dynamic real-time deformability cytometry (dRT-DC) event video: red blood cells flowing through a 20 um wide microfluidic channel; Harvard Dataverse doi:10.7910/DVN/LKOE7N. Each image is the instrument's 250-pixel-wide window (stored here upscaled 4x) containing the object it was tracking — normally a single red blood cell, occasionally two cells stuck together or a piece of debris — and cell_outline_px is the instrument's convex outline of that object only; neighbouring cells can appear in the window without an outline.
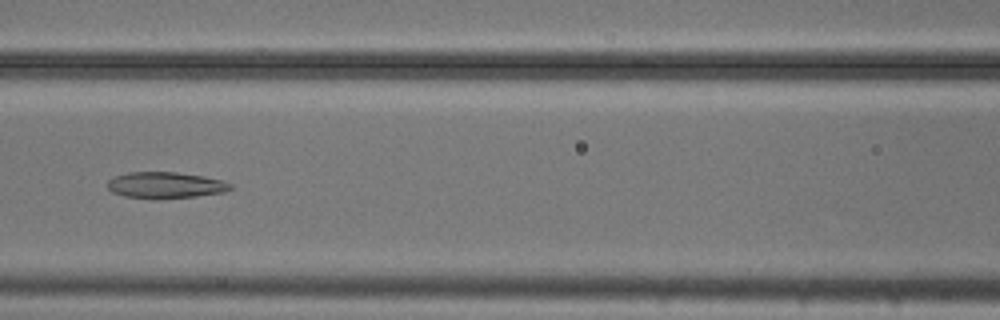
{"species": "common noctule bat (a hibernating species)", "species_latin": "Nyctalus noctula", "temperature_condition": "cold", "stored_images_in_passage": 54, "camera_frame_rate_fps": 3000, "um_per_image_px": 0.085, "animal": {"sex": "male", "body_mass_g": 20.5, "forearm_length_mm": 52.5}, "frame": {"image": 1, "passage_image": 24, "time_ms": 7.667, "image_size_px": [1000, 320], "cell_outline_px": [[232, 188], [224, 192], [196, 196], [124, 196], [112, 192], [108, 188], [108, 180], [116, 176], [128, 172], [176, 172], [204, 176], [220, 180], [232, 184]], "centroid_in_image_um": [14.08, 15.69], "position_along_channel_um": 152.5, "area_um2": 17.92}}
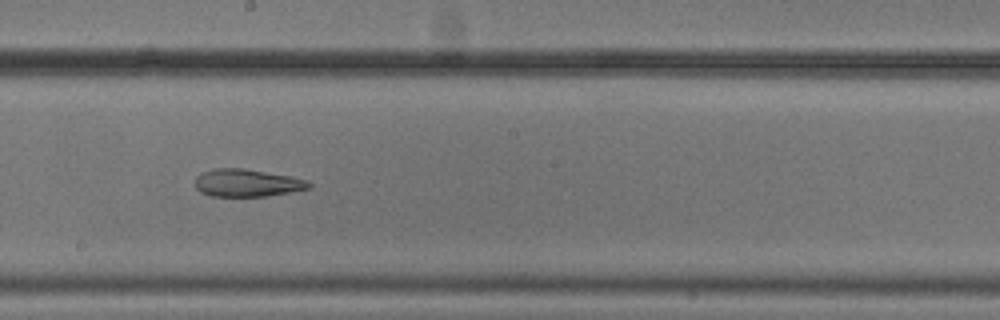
{"frame": {"image": 2, "passage_image": 30, "time_ms": 9.667, "image_size_px": [1000, 320], "cell_outline_px": [[312, 188], [292, 192], [268, 196], [212, 196], [200, 192], [196, 188], [196, 176], [200, 172], [216, 168], [244, 168], [292, 176], [304, 180], [312, 184]], "centroid_in_image_um": [21.01, 15.54], "position_along_channel_um": 227.2, "area_um2": 18.44}}
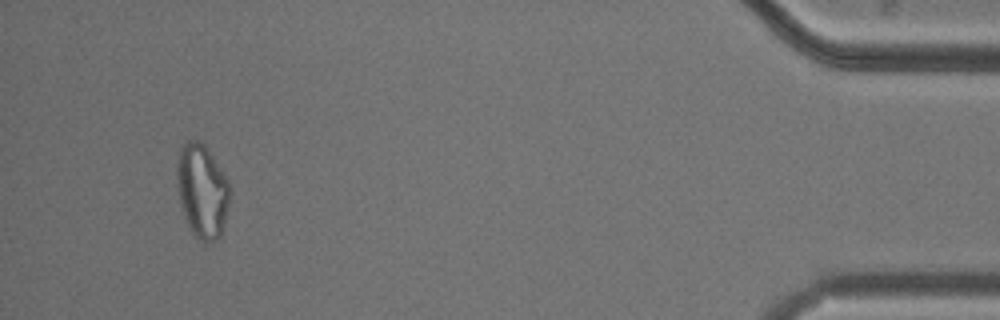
{"frame": {"image": 3, "passage_image": 51, "time_ms": 16.667, "image_size_px": [1000, 320], "cell_outline_px": [[232, 192], [220, 236], [216, 240], [204, 244], [192, 236], [180, 208], [176, 184], [176, 168], [180, 148], [188, 140], [196, 140], [204, 144], [228, 180]], "centroid_in_image_um": [17.16, 16.28], "position_along_channel_um": 418.0, "area_um2": 29.48}, "authors_computed_cell_mechanics": {"area_um2": 24.9985, "velocity_mm_per_s": 3.74, "shape_relaxation_time_tau1_ms": null, "shape_relaxation_time_tau2_ms": 5.765, "deformation_change_tau1": null, "deformation_change_tau2": 0.1478}}